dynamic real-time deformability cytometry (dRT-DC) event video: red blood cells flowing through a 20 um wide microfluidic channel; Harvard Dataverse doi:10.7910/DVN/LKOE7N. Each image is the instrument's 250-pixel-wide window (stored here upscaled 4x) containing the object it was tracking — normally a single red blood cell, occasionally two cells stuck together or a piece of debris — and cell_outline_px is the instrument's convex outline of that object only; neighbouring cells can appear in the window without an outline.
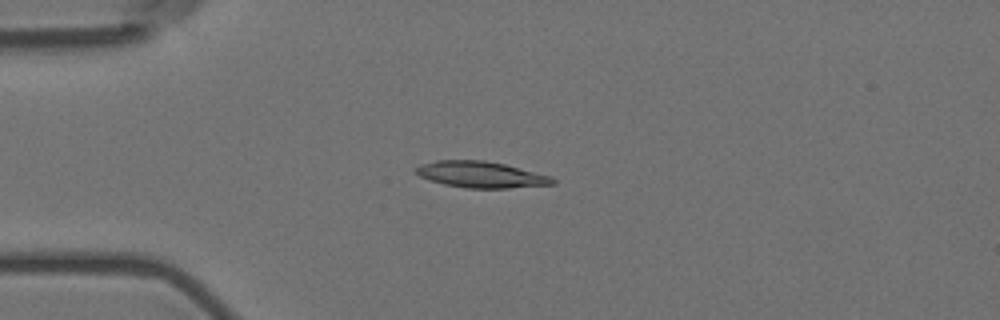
{"species": "Egyptian fruit bat (a non-hibernating species)", "species_latin": "Rousettus aegyptiacus", "temperature_condition": "room temperature", "stored_images_in_passage": 2, "camera_frame_rate_fps": 3000, "um_per_image_px": 0.085, "animal": {"sex": "female"}, "frame": {"image": 1, "passage_image": 1, "time_ms": 0.0, "image_size_px": [1000, 320], "cell_outline_px": [[556, 184], [508, 188], [464, 188], [444, 184], [428, 180], [412, 172], [412, 168], [420, 164], [436, 160], [484, 160], [504, 164], [552, 176], [556, 180]], "centroid_in_image_um": [40.83, 14.84], "position_along_channel_um": 44.2, "area_um2": 21.21}}